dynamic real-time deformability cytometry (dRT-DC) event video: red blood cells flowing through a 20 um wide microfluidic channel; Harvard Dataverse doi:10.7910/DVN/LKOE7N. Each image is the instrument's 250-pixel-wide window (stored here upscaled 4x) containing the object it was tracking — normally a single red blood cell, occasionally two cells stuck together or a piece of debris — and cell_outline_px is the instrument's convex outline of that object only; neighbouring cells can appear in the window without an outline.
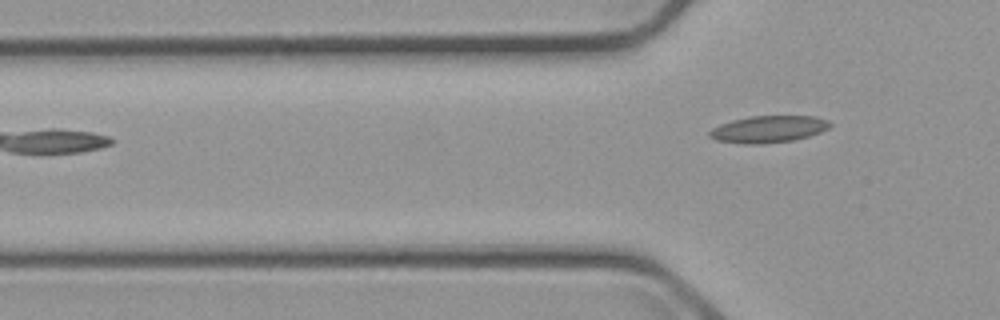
{"species": "common noctule bat (a hibernating species)", "species_latin": "Nyctalus noctula", "temperature_condition": "cold", "stored_images_in_passage": 5, "camera_frame_rate_fps": 3000, "um_per_image_px": 0.085, "animal": {"sex": "male", "body_mass_g": 23.1, "forearm_length_mm": 52.7}, "frame": {"image": 1, "passage_image": 5, "time_ms": 4.667, "image_size_px": [1000, 320], "cell_outline_px": [[832, 124], [828, 128], [820, 132], [808, 136], [792, 140], [760, 144], [744, 144], [716, 140], [708, 136], [708, 132], [712, 128], [720, 124], [732, 120], [748, 116], [816, 116], [828, 120]], "centroid_in_image_um": [65.29, 10.97], "position_along_channel_um": 60.5, "area_um2": 18.9}}